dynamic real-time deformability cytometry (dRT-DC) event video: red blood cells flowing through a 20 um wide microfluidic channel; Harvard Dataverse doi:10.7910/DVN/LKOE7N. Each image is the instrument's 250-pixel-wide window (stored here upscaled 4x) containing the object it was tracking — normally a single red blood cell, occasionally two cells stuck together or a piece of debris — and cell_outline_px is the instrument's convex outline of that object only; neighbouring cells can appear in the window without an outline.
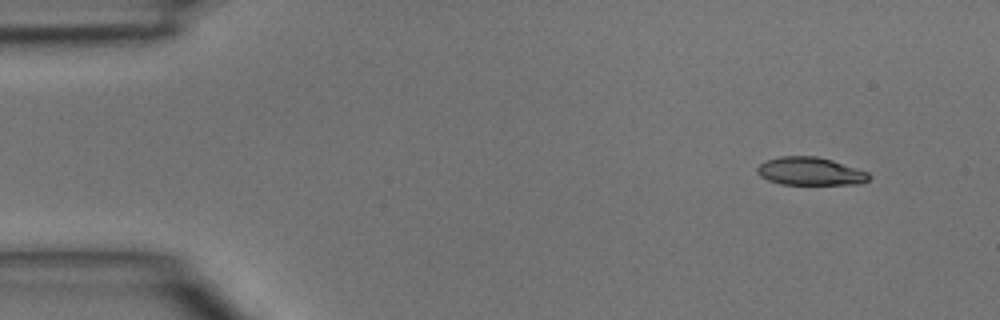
{"species": "common noctule bat (a hibernating species)", "species_latin": "Nyctalus noctula", "temperature_condition": "room temperature", "stored_images_in_passage": 4, "camera_frame_rate_fps": 3000, "um_per_image_px": 0.085, "animal": {"sex": "male", "body_mass_g": 15.6}, "frame": {"image": 1, "passage_image": 1, "time_ms": 0.0, "image_size_px": [1000, 320], "cell_outline_px": [[872, 176], [868, 180], [860, 184], [780, 184], [768, 180], [760, 176], [756, 172], [756, 168], [760, 164], [768, 160], [780, 156], [816, 156], [832, 160], [868, 172]], "centroid_in_image_um": [68.87, 14.56], "position_along_channel_um": 16.1, "area_um2": 18.21}}
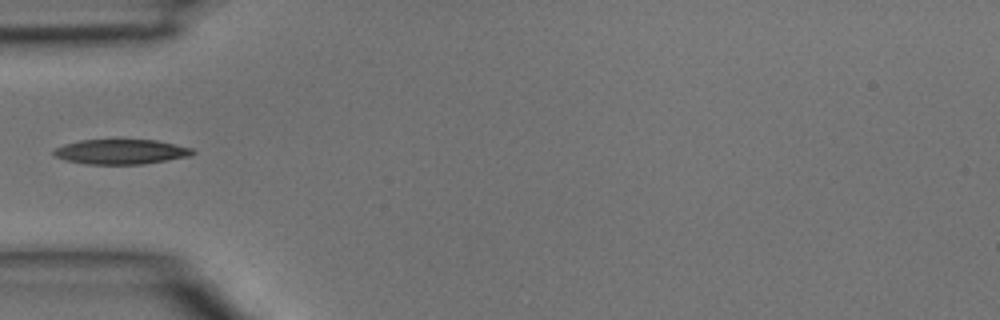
{"frame": {"image": 2, "passage_image": 4, "time_ms": 1.0, "image_size_px": [1000, 320], "cell_outline_px": [[196, 152], [192, 156], [144, 164], [84, 164], [64, 160], [56, 156], [52, 152], [56, 148], [64, 144], [80, 140], [116, 136], [120, 136], [156, 140], [176, 144], [192, 148]], "centroid_in_image_um": [10.29, 12.84], "position_along_channel_um": 74.7, "area_um2": 21.39}}